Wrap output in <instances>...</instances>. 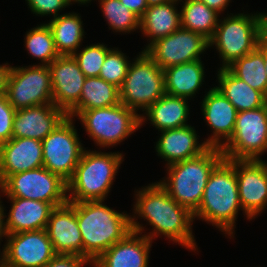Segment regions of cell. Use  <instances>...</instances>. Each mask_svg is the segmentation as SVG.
Segmentation results:
<instances>
[{
  "label": "cell",
  "instance_id": "cell-1",
  "mask_svg": "<svg viewBox=\"0 0 267 267\" xmlns=\"http://www.w3.org/2000/svg\"><path fill=\"white\" fill-rule=\"evenodd\" d=\"M133 194V211L130 214L132 231L144 233L142 235L152 242L158 237H164L169 241L167 243H176L190 252L199 253L200 247L198 248L192 230L193 213L187 207L179 205L158 181L135 188ZM141 219L152 229H147Z\"/></svg>",
  "mask_w": 267,
  "mask_h": 267
},
{
  "label": "cell",
  "instance_id": "cell-2",
  "mask_svg": "<svg viewBox=\"0 0 267 267\" xmlns=\"http://www.w3.org/2000/svg\"><path fill=\"white\" fill-rule=\"evenodd\" d=\"M239 211L244 219L252 221L240 205L235 159L223 158L208 178L200 206L193 213L194 221L206 222L232 239Z\"/></svg>",
  "mask_w": 267,
  "mask_h": 267
},
{
  "label": "cell",
  "instance_id": "cell-3",
  "mask_svg": "<svg viewBox=\"0 0 267 267\" xmlns=\"http://www.w3.org/2000/svg\"><path fill=\"white\" fill-rule=\"evenodd\" d=\"M130 214L107 206L105 200L76 202L83 258L92 265L106 250L130 233Z\"/></svg>",
  "mask_w": 267,
  "mask_h": 267
},
{
  "label": "cell",
  "instance_id": "cell-4",
  "mask_svg": "<svg viewBox=\"0 0 267 267\" xmlns=\"http://www.w3.org/2000/svg\"><path fill=\"white\" fill-rule=\"evenodd\" d=\"M126 154L84 150L72 178L67 182L68 202L107 200Z\"/></svg>",
  "mask_w": 267,
  "mask_h": 267
},
{
  "label": "cell",
  "instance_id": "cell-5",
  "mask_svg": "<svg viewBox=\"0 0 267 267\" xmlns=\"http://www.w3.org/2000/svg\"><path fill=\"white\" fill-rule=\"evenodd\" d=\"M223 158L220 148L209 147L197 157L167 165V175L158 182L179 205L194 213L211 172Z\"/></svg>",
  "mask_w": 267,
  "mask_h": 267
},
{
  "label": "cell",
  "instance_id": "cell-6",
  "mask_svg": "<svg viewBox=\"0 0 267 267\" xmlns=\"http://www.w3.org/2000/svg\"><path fill=\"white\" fill-rule=\"evenodd\" d=\"M74 119L80 121L85 133L99 150L113 149L141 129L140 115L121 103L80 111Z\"/></svg>",
  "mask_w": 267,
  "mask_h": 267
},
{
  "label": "cell",
  "instance_id": "cell-7",
  "mask_svg": "<svg viewBox=\"0 0 267 267\" xmlns=\"http://www.w3.org/2000/svg\"><path fill=\"white\" fill-rule=\"evenodd\" d=\"M221 16L213 37L209 40V49L215 48L220 60V69L227 68L234 61L253 52L259 44L257 11ZM222 63V64H221Z\"/></svg>",
  "mask_w": 267,
  "mask_h": 267
},
{
  "label": "cell",
  "instance_id": "cell-8",
  "mask_svg": "<svg viewBox=\"0 0 267 267\" xmlns=\"http://www.w3.org/2000/svg\"><path fill=\"white\" fill-rule=\"evenodd\" d=\"M131 60L127 75L119 88L120 103L141 116V112L144 113L166 94L164 71L145 50H141Z\"/></svg>",
  "mask_w": 267,
  "mask_h": 267
},
{
  "label": "cell",
  "instance_id": "cell-9",
  "mask_svg": "<svg viewBox=\"0 0 267 267\" xmlns=\"http://www.w3.org/2000/svg\"><path fill=\"white\" fill-rule=\"evenodd\" d=\"M0 197L44 201L58 207L68 202L67 182L44 167H39L9 176L0 185Z\"/></svg>",
  "mask_w": 267,
  "mask_h": 267
},
{
  "label": "cell",
  "instance_id": "cell-10",
  "mask_svg": "<svg viewBox=\"0 0 267 267\" xmlns=\"http://www.w3.org/2000/svg\"><path fill=\"white\" fill-rule=\"evenodd\" d=\"M77 120L66 117L46 138L42 140L43 167L57 174L68 182L74 172L81 156L86 149L81 143Z\"/></svg>",
  "mask_w": 267,
  "mask_h": 267
},
{
  "label": "cell",
  "instance_id": "cell-11",
  "mask_svg": "<svg viewBox=\"0 0 267 267\" xmlns=\"http://www.w3.org/2000/svg\"><path fill=\"white\" fill-rule=\"evenodd\" d=\"M221 152L226 159H263L267 152V103L237 112L233 135Z\"/></svg>",
  "mask_w": 267,
  "mask_h": 267
},
{
  "label": "cell",
  "instance_id": "cell-12",
  "mask_svg": "<svg viewBox=\"0 0 267 267\" xmlns=\"http://www.w3.org/2000/svg\"><path fill=\"white\" fill-rule=\"evenodd\" d=\"M6 96L15 110L53 103L50 69L47 65H12Z\"/></svg>",
  "mask_w": 267,
  "mask_h": 267
},
{
  "label": "cell",
  "instance_id": "cell-13",
  "mask_svg": "<svg viewBox=\"0 0 267 267\" xmlns=\"http://www.w3.org/2000/svg\"><path fill=\"white\" fill-rule=\"evenodd\" d=\"M208 49L209 40L203 35L180 27L172 34L157 39L145 52L164 70L173 65L199 60Z\"/></svg>",
  "mask_w": 267,
  "mask_h": 267
},
{
  "label": "cell",
  "instance_id": "cell-14",
  "mask_svg": "<svg viewBox=\"0 0 267 267\" xmlns=\"http://www.w3.org/2000/svg\"><path fill=\"white\" fill-rule=\"evenodd\" d=\"M240 205L253 220L267 209V161L235 159Z\"/></svg>",
  "mask_w": 267,
  "mask_h": 267
},
{
  "label": "cell",
  "instance_id": "cell-15",
  "mask_svg": "<svg viewBox=\"0 0 267 267\" xmlns=\"http://www.w3.org/2000/svg\"><path fill=\"white\" fill-rule=\"evenodd\" d=\"M201 101V115L212 132L203 138L209 147L222 148L232 137L237 110L215 86L207 88Z\"/></svg>",
  "mask_w": 267,
  "mask_h": 267
},
{
  "label": "cell",
  "instance_id": "cell-16",
  "mask_svg": "<svg viewBox=\"0 0 267 267\" xmlns=\"http://www.w3.org/2000/svg\"><path fill=\"white\" fill-rule=\"evenodd\" d=\"M57 254L45 229L8 234L3 257L17 267H43Z\"/></svg>",
  "mask_w": 267,
  "mask_h": 267
},
{
  "label": "cell",
  "instance_id": "cell-17",
  "mask_svg": "<svg viewBox=\"0 0 267 267\" xmlns=\"http://www.w3.org/2000/svg\"><path fill=\"white\" fill-rule=\"evenodd\" d=\"M48 67L53 104L68 113L79 102L86 77L73 55H59Z\"/></svg>",
  "mask_w": 267,
  "mask_h": 267
},
{
  "label": "cell",
  "instance_id": "cell-18",
  "mask_svg": "<svg viewBox=\"0 0 267 267\" xmlns=\"http://www.w3.org/2000/svg\"><path fill=\"white\" fill-rule=\"evenodd\" d=\"M45 230L56 254L83 257L82 236L76 218V202H67L55 207Z\"/></svg>",
  "mask_w": 267,
  "mask_h": 267
},
{
  "label": "cell",
  "instance_id": "cell-19",
  "mask_svg": "<svg viewBox=\"0 0 267 267\" xmlns=\"http://www.w3.org/2000/svg\"><path fill=\"white\" fill-rule=\"evenodd\" d=\"M191 124L160 131L154 144L158 157L165 161V167L175 162L184 161L201 155L209 146Z\"/></svg>",
  "mask_w": 267,
  "mask_h": 267
},
{
  "label": "cell",
  "instance_id": "cell-20",
  "mask_svg": "<svg viewBox=\"0 0 267 267\" xmlns=\"http://www.w3.org/2000/svg\"><path fill=\"white\" fill-rule=\"evenodd\" d=\"M67 113L53 103L16 110L12 138H32L42 141L65 118Z\"/></svg>",
  "mask_w": 267,
  "mask_h": 267
},
{
  "label": "cell",
  "instance_id": "cell-21",
  "mask_svg": "<svg viewBox=\"0 0 267 267\" xmlns=\"http://www.w3.org/2000/svg\"><path fill=\"white\" fill-rule=\"evenodd\" d=\"M43 167L42 141L11 138L0 144V185L11 175Z\"/></svg>",
  "mask_w": 267,
  "mask_h": 267
},
{
  "label": "cell",
  "instance_id": "cell-22",
  "mask_svg": "<svg viewBox=\"0 0 267 267\" xmlns=\"http://www.w3.org/2000/svg\"><path fill=\"white\" fill-rule=\"evenodd\" d=\"M152 243L141 233L131 231L96 259L92 267H149Z\"/></svg>",
  "mask_w": 267,
  "mask_h": 267
},
{
  "label": "cell",
  "instance_id": "cell-23",
  "mask_svg": "<svg viewBox=\"0 0 267 267\" xmlns=\"http://www.w3.org/2000/svg\"><path fill=\"white\" fill-rule=\"evenodd\" d=\"M10 202L5 211L8 234L46 229L50 214L55 208L51 203L17 197H6Z\"/></svg>",
  "mask_w": 267,
  "mask_h": 267
},
{
  "label": "cell",
  "instance_id": "cell-24",
  "mask_svg": "<svg viewBox=\"0 0 267 267\" xmlns=\"http://www.w3.org/2000/svg\"><path fill=\"white\" fill-rule=\"evenodd\" d=\"M188 100L168 94L163 95L141 114V128L148 121V125L151 124L150 126L155 127L158 132L189 125L191 106Z\"/></svg>",
  "mask_w": 267,
  "mask_h": 267
},
{
  "label": "cell",
  "instance_id": "cell-25",
  "mask_svg": "<svg viewBox=\"0 0 267 267\" xmlns=\"http://www.w3.org/2000/svg\"><path fill=\"white\" fill-rule=\"evenodd\" d=\"M164 71L166 94L191 101L206 84L205 66L201 59L167 67Z\"/></svg>",
  "mask_w": 267,
  "mask_h": 267
},
{
  "label": "cell",
  "instance_id": "cell-26",
  "mask_svg": "<svg viewBox=\"0 0 267 267\" xmlns=\"http://www.w3.org/2000/svg\"><path fill=\"white\" fill-rule=\"evenodd\" d=\"M179 0L148 7L140 18V30L147 40L145 50L157 39L166 37L181 27Z\"/></svg>",
  "mask_w": 267,
  "mask_h": 267
},
{
  "label": "cell",
  "instance_id": "cell-27",
  "mask_svg": "<svg viewBox=\"0 0 267 267\" xmlns=\"http://www.w3.org/2000/svg\"><path fill=\"white\" fill-rule=\"evenodd\" d=\"M215 87L234 105L237 112L258 109L267 103V98L236 77L228 68H218Z\"/></svg>",
  "mask_w": 267,
  "mask_h": 267
},
{
  "label": "cell",
  "instance_id": "cell-28",
  "mask_svg": "<svg viewBox=\"0 0 267 267\" xmlns=\"http://www.w3.org/2000/svg\"><path fill=\"white\" fill-rule=\"evenodd\" d=\"M49 26L54 44L59 55H73L81 46H84V23L80 13H61L56 18L46 22Z\"/></svg>",
  "mask_w": 267,
  "mask_h": 267
},
{
  "label": "cell",
  "instance_id": "cell-29",
  "mask_svg": "<svg viewBox=\"0 0 267 267\" xmlns=\"http://www.w3.org/2000/svg\"><path fill=\"white\" fill-rule=\"evenodd\" d=\"M117 104H120V91L117 86L100 77H86L79 102L67 113V116L74 118L80 111Z\"/></svg>",
  "mask_w": 267,
  "mask_h": 267
},
{
  "label": "cell",
  "instance_id": "cell-30",
  "mask_svg": "<svg viewBox=\"0 0 267 267\" xmlns=\"http://www.w3.org/2000/svg\"><path fill=\"white\" fill-rule=\"evenodd\" d=\"M181 27L203 35L210 40L220 19V14L201 0H179Z\"/></svg>",
  "mask_w": 267,
  "mask_h": 267
},
{
  "label": "cell",
  "instance_id": "cell-31",
  "mask_svg": "<svg viewBox=\"0 0 267 267\" xmlns=\"http://www.w3.org/2000/svg\"><path fill=\"white\" fill-rule=\"evenodd\" d=\"M264 66V45H258L253 52L234 61L227 68L267 98V75Z\"/></svg>",
  "mask_w": 267,
  "mask_h": 267
},
{
  "label": "cell",
  "instance_id": "cell-32",
  "mask_svg": "<svg viewBox=\"0 0 267 267\" xmlns=\"http://www.w3.org/2000/svg\"><path fill=\"white\" fill-rule=\"evenodd\" d=\"M45 22L26 31L23 45L28 55L40 61L37 65L48 66L59 56V53L55 48L52 32Z\"/></svg>",
  "mask_w": 267,
  "mask_h": 267
},
{
  "label": "cell",
  "instance_id": "cell-33",
  "mask_svg": "<svg viewBox=\"0 0 267 267\" xmlns=\"http://www.w3.org/2000/svg\"><path fill=\"white\" fill-rule=\"evenodd\" d=\"M108 29L114 34H133L140 30V18L123 5L120 0H96Z\"/></svg>",
  "mask_w": 267,
  "mask_h": 267
},
{
  "label": "cell",
  "instance_id": "cell-34",
  "mask_svg": "<svg viewBox=\"0 0 267 267\" xmlns=\"http://www.w3.org/2000/svg\"><path fill=\"white\" fill-rule=\"evenodd\" d=\"M112 48L103 42L89 43L73 54L85 77H99L107 53Z\"/></svg>",
  "mask_w": 267,
  "mask_h": 267
},
{
  "label": "cell",
  "instance_id": "cell-35",
  "mask_svg": "<svg viewBox=\"0 0 267 267\" xmlns=\"http://www.w3.org/2000/svg\"><path fill=\"white\" fill-rule=\"evenodd\" d=\"M126 54L119 47H112L105 57L99 77L120 88L131 63Z\"/></svg>",
  "mask_w": 267,
  "mask_h": 267
},
{
  "label": "cell",
  "instance_id": "cell-36",
  "mask_svg": "<svg viewBox=\"0 0 267 267\" xmlns=\"http://www.w3.org/2000/svg\"><path fill=\"white\" fill-rule=\"evenodd\" d=\"M33 16L56 18L65 8H70L68 0H25ZM35 14V15H34Z\"/></svg>",
  "mask_w": 267,
  "mask_h": 267
},
{
  "label": "cell",
  "instance_id": "cell-37",
  "mask_svg": "<svg viewBox=\"0 0 267 267\" xmlns=\"http://www.w3.org/2000/svg\"><path fill=\"white\" fill-rule=\"evenodd\" d=\"M15 113L16 110L9 103L6 94L0 96V144L12 138Z\"/></svg>",
  "mask_w": 267,
  "mask_h": 267
},
{
  "label": "cell",
  "instance_id": "cell-38",
  "mask_svg": "<svg viewBox=\"0 0 267 267\" xmlns=\"http://www.w3.org/2000/svg\"><path fill=\"white\" fill-rule=\"evenodd\" d=\"M85 265L90 267L92 266L91 263L83 257L77 255L57 254L43 267H85Z\"/></svg>",
  "mask_w": 267,
  "mask_h": 267
},
{
  "label": "cell",
  "instance_id": "cell-39",
  "mask_svg": "<svg viewBox=\"0 0 267 267\" xmlns=\"http://www.w3.org/2000/svg\"><path fill=\"white\" fill-rule=\"evenodd\" d=\"M259 44L267 46V12L257 11Z\"/></svg>",
  "mask_w": 267,
  "mask_h": 267
},
{
  "label": "cell",
  "instance_id": "cell-40",
  "mask_svg": "<svg viewBox=\"0 0 267 267\" xmlns=\"http://www.w3.org/2000/svg\"><path fill=\"white\" fill-rule=\"evenodd\" d=\"M134 14L141 18L148 8L147 0H120Z\"/></svg>",
  "mask_w": 267,
  "mask_h": 267
},
{
  "label": "cell",
  "instance_id": "cell-41",
  "mask_svg": "<svg viewBox=\"0 0 267 267\" xmlns=\"http://www.w3.org/2000/svg\"><path fill=\"white\" fill-rule=\"evenodd\" d=\"M3 201L1 200L0 197V257H3L4 251H5V246H6V238L8 236V232L6 229V220H5V205ZM5 238L4 245L2 244L3 239ZM1 244H2V249H1Z\"/></svg>",
  "mask_w": 267,
  "mask_h": 267
},
{
  "label": "cell",
  "instance_id": "cell-42",
  "mask_svg": "<svg viewBox=\"0 0 267 267\" xmlns=\"http://www.w3.org/2000/svg\"><path fill=\"white\" fill-rule=\"evenodd\" d=\"M12 66L6 61V63L0 64V96L6 94L8 78Z\"/></svg>",
  "mask_w": 267,
  "mask_h": 267
},
{
  "label": "cell",
  "instance_id": "cell-43",
  "mask_svg": "<svg viewBox=\"0 0 267 267\" xmlns=\"http://www.w3.org/2000/svg\"><path fill=\"white\" fill-rule=\"evenodd\" d=\"M205 5H207L209 8L215 10L220 15L225 13V10L228 9L230 6L229 3L232 2V0H201Z\"/></svg>",
  "mask_w": 267,
  "mask_h": 267
},
{
  "label": "cell",
  "instance_id": "cell-44",
  "mask_svg": "<svg viewBox=\"0 0 267 267\" xmlns=\"http://www.w3.org/2000/svg\"><path fill=\"white\" fill-rule=\"evenodd\" d=\"M171 1H176V0H147V4H148V7H150L154 5L165 4Z\"/></svg>",
  "mask_w": 267,
  "mask_h": 267
},
{
  "label": "cell",
  "instance_id": "cell-45",
  "mask_svg": "<svg viewBox=\"0 0 267 267\" xmlns=\"http://www.w3.org/2000/svg\"><path fill=\"white\" fill-rule=\"evenodd\" d=\"M70 3H71V6L74 4L75 5V3L76 4H78V6H82V5H86V6H88L89 5V3H90V0H68Z\"/></svg>",
  "mask_w": 267,
  "mask_h": 267
},
{
  "label": "cell",
  "instance_id": "cell-46",
  "mask_svg": "<svg viewBox=\"0 0 267 267\" xmlns=\"http://www.w3.org/2000/svg\"><path fill=\"white\" fill-rule=\"evenodd\" d=\"M0 267H17V266L8 262L4 257H0Z\"/></svg>",
  "mask_w": 267,
  "mask_h": 267
},
{
  "label": "cell",
  "instance_id": "cell-47",
  "mask_svg": "<svg viewBox=\"0 0 267 267\" xmlns=\"http://www.w3.org/2000/svg\"><path fill=\"white\" fill-rule=\"evenodd\" d=\"M264 63H265V71L267 75V46L264 45Z\"/></svg>",
  "mask_w": 267,
  "mask_h": 267
}]
</instances>
